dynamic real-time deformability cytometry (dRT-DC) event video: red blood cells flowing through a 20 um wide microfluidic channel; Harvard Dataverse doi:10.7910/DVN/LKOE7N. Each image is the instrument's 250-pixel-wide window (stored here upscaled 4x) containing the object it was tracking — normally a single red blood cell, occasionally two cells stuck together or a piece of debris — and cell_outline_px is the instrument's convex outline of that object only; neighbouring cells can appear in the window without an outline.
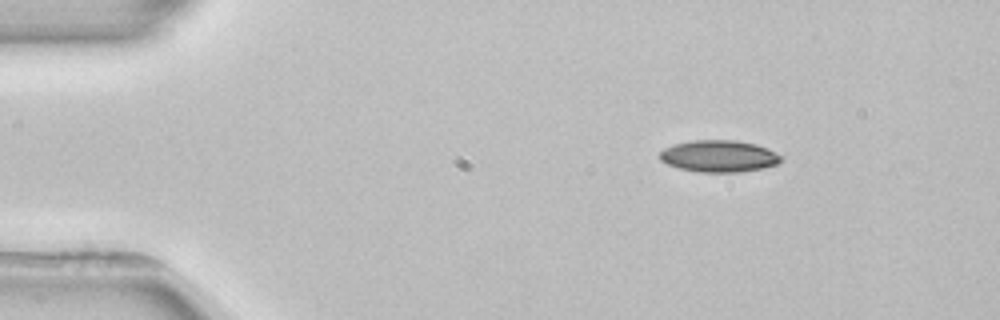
{"species": "common noctule bat (a hibernating species)", "species_latin": "Nyctalus noctula", "temperature_condition": "room temperature", "stored_images_in_passage": 3, "camera_frame_rate_fps": 3000, "um_per_image_px": 0.085, "animal": {"sex": "female", "body_mass_g": 22.7, "forearm_length_mm": 54.2}, "frame": {"image": 1, "passage_image": 1, "time_ms": 0.0, "image_size_px": [1000, 320], "cell_outline_px": [[784, 156], [776, 164], [760, 168], [740, 172], [700, 172], [680, 168], [668, 164], [660, 160], [660, 152], [664, 148], [676, 144], [692, 140], [736, 140], [756, 144], [768, 148]], "centroid_in_image_um": [61.13, 13.26], "position_along_channel_um": 23.9, "area_um2": 22.37}}